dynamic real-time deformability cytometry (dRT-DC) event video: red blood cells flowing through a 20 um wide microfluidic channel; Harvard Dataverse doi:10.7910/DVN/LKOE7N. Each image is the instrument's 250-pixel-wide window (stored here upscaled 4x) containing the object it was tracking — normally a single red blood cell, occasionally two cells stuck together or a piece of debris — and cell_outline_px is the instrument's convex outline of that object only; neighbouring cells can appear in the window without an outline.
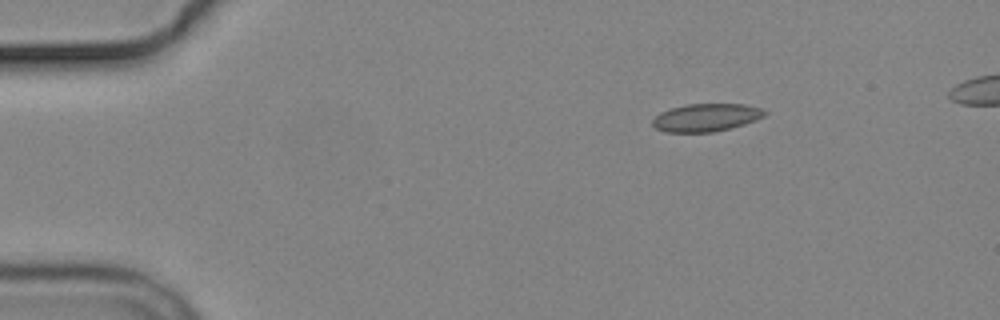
{"species": "common noctule bat (a hibernating species)", "species_latin": "Nyctalus noctula", "temperature_condition": "cold", "stored_images_in_passage": 4, "camera_frame_rate_fps": 3000, "um_per_image_px": 0.085, "animal": {"sex": "male", "body_mass_g": 19.2, "forearm_length_mm": 51.8}, "frame": {"image": 1, "passage_image": 1, "time_ms": 0.0, "image_size_px": [1000, 320], "cell_outline_px": [[768, 112], [764, 116], [756, 120], [744, 124], [712, 132], [668, 132], [656, 128], [652, 124], [652, 120], [660, 112], [684, 104], [744, 104], [764, 108]], "centroid_in_image_um": [60.05, 9.98], "position_along_channel_um": 25.0, "area_um2": 18.15}}